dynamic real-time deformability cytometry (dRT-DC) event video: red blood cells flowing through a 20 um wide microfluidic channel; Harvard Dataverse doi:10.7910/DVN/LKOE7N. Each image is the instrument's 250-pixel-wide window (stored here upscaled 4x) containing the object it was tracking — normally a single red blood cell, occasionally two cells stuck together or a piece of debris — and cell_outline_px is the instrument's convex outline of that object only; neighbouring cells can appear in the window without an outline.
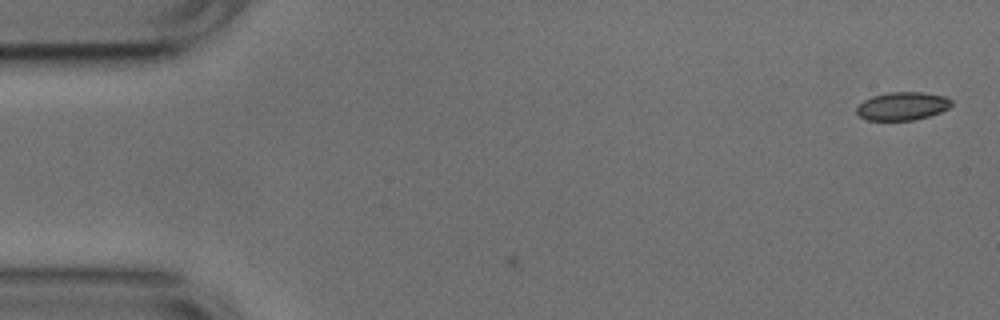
{"species": "common noctule bat (a hibernating species)", "species_latin": "Nyctalus noctula", "temperature_condition": "cold", "stored_images_in_passage": 5, "camera_frame_rate_fps": 3000, "um_per_image_px": 0.085, "animal": {"sex": "male", "body_mass_g": 17.9, "forearm_length_mm": 54.2}, "frame": {"image": 1, "passage_image": 1, "time_ms": 0.0, "image_size_px": [1000, 320], "cell_outline_px": [[952, 104], [948, 108], [940, 112], [928, 116], [912, 120], [868, 120], [860, 116], [856, 112], [856, 108], [864, 100], [872, 96], [888, 92], [924, 92], [944, 96], [952, 100]], "centroid_in_image_um": [76.7, 9.01], "position_along_channel_um": 8.3, "area_um2": 15.49}}